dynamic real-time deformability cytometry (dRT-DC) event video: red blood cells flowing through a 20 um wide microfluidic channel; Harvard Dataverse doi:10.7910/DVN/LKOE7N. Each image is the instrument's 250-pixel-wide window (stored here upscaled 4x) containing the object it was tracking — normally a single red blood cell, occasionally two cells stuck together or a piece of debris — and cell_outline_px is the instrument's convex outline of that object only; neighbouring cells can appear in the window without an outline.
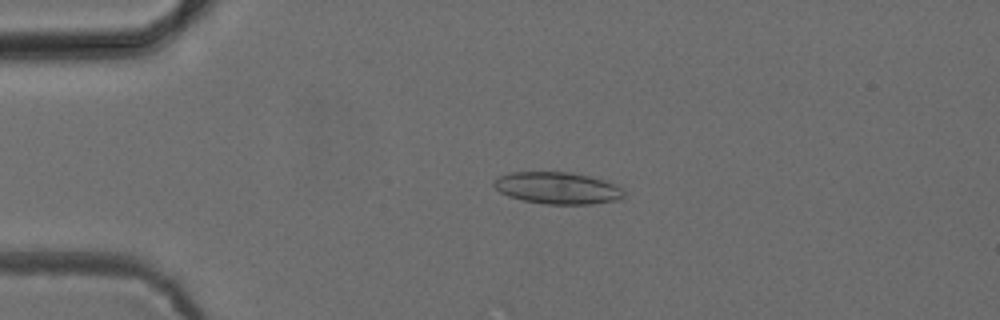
{"species": "common noctule bat (a hibernating species)", "species_latin": "Nyctalus noctula", "temperature_condition": "cold", "stored_images_in_passage": 4, "camera_frame_rate_fps": 3000, "um_per_image_px": 0.085, "animal": {"sex": "female", "body_mass_g": 24.6, "forearm_length_mm": 56.2}, "frame": {"image": 1, "passage_image": 2, "time_ms": 1.333, "image_size_px": [1000, 320], "cell_outline_px": [[624, 196], [616, 200], [592, 204], [548, 204], [524, 200], [508, 196], [500, 192], [492, 184], [492, 180], [508, 172], [572, 172], [592, 176], [616, 184], [624, 188]], "centroid_in_image_um": [47.4, 15.97], "position_along_channel_um": 37.6, "area_um2": 24.33}}